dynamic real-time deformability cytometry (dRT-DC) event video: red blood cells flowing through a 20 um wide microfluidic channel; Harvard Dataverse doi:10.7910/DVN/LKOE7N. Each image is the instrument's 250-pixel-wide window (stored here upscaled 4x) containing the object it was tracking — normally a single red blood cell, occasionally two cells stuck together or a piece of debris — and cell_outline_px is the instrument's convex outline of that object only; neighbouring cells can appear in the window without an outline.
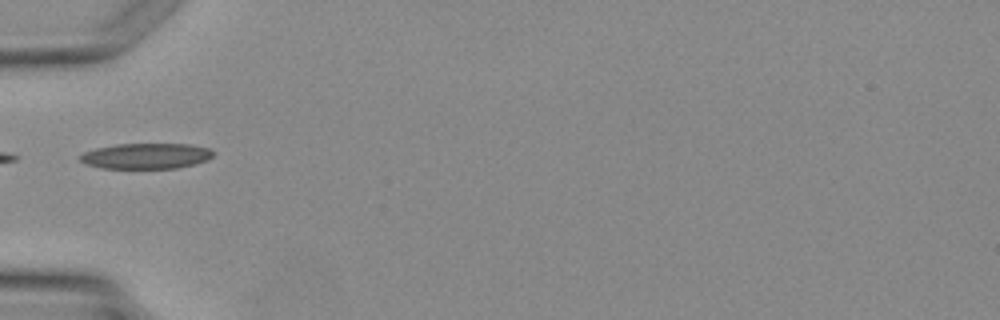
{"species": "Egyptian fruit bat (a non-hibernating species)", "species_latin": "Rousettus aegyptiacus", "temperature_condition": "warm", "stored_images_in_passage": 4, "camera_frame_rate_fps": 3000, "um_per_image_px": 0.085, "animal": {"sex": "female"}, "frame": {"image": 1, "passage_image": 4, "time_ms": 4.333, "image_size_px": [1000, 320], "cell_outline_px": [[212, 156], [208, 160], [196, 164], [176, 168], [100, 168], [84, 164], [80, 160], [80, 156], [84, 152], [96, 148], [116, 144], [188, 144], [208, 148], [212, 152]], "centroid_in_image_um": [12.4, 13.26], "position_along_channel_um": 72.6, "area_um2": 19.83}}